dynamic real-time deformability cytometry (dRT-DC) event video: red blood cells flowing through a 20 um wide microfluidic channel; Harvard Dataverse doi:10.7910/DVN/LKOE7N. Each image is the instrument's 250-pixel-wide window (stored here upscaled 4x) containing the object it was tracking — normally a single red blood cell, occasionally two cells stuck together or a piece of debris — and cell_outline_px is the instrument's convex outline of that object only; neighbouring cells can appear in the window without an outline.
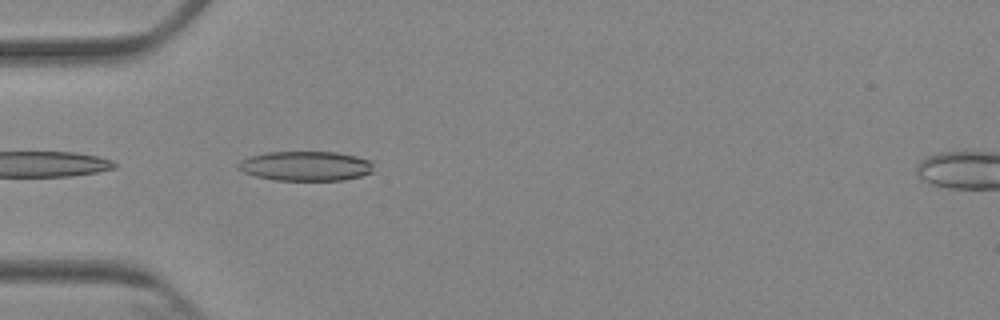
{"species": "Egyptian fruit bat (a non-hibernating species)", "species_latin": "Rousettus aegyptiacus", "temperature_condition": "cold", "stored_images_in_passage": 5, "camera_frame_rate_fps": 3000, "um_per_image_px": 0.085, "animal": {"sex": "female"}, "frame": {"image": 1, "passage_image": 4, "time_ms": 4.333, "image_size_px": [1000, 320], "cell_outline_px": [[372, 172], [360, 176], [344, 180], [272, 180], [256, 176], [244, 172], [236, 168], [236, 164], [240, 160], [252, 156], [268, 152], [336, 152], [356, 156], [372, 160]], "centroid_in_image_um": [25.97, 14.11], "position_along_channel_um": 59.0, "area_um2": 23.41}}